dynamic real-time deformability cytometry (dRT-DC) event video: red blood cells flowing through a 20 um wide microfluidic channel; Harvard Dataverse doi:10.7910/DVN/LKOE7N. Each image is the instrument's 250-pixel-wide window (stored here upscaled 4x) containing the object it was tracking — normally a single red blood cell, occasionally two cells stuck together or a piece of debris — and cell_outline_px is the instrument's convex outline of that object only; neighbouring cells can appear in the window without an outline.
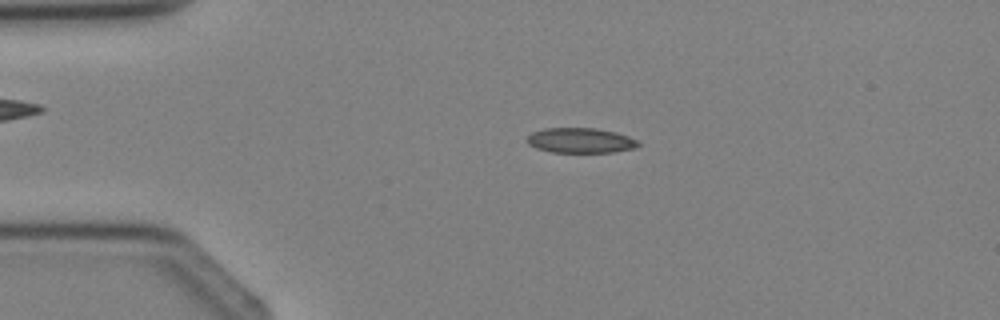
{"species": "Egyptian fruit bat (a non-hibernating species)", "species_latin": "Rousettus aegyptiacus", "temperature_condition": "cold", "stored_images_in_passage": 3, "camera_frame_rate_fps": 3000, "um_per_image_px": 0.085, "animal": {"sex": "female"}, "frame": {"image": 1, "passage_image": 2, "time_ms": 1.333, "image_size_px": [1000, 320], "cell_outline_px": [[640, 144], [636, 148], [612, 152], [552, 152], [536, 148], [528, 144], [524, 140], [532, 132], [544, 128], [596, 128], [616, 132], [628, 136], [636, 140]], "centroid_in_image_um": [49.31, 11.93], "position_along_channel_um": 35.7, "area_um2": 16.3}}